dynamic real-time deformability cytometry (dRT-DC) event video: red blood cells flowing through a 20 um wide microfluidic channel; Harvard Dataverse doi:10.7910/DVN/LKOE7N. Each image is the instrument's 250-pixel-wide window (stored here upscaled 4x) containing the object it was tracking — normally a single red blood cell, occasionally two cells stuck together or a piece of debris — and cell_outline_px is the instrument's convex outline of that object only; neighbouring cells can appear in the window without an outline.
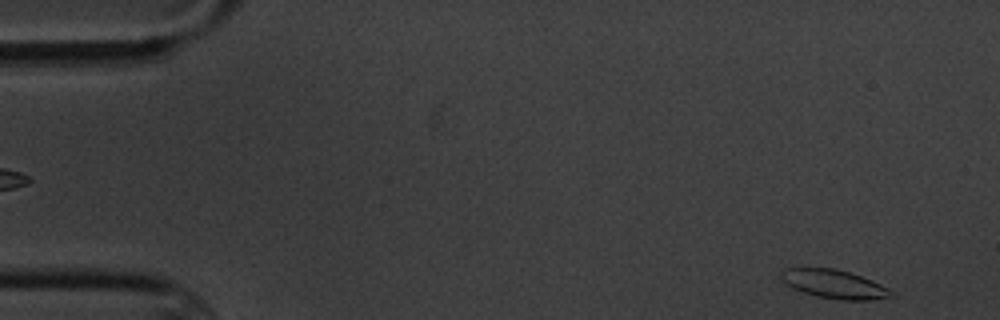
{"species": "common noctule bat (a hibernating species)", "species_latin": "Nyctalus noctula", "temperature_condition": "cold", "stored_images_in_passage": 4, "camera_frame_rate_fps": 3000, "um_per_image_px": 0.085, "animal": {"sex": "male", "body_mass_g": 20.1, "forearm_length_mm": 53.5}, "frame": {"image": 1, "passage_image": 4, "time_ms": 4.667, "image_size_px": [1000, 320], "cell_outline_px": [[896, 296], [872, 300], [840, 300], [816, 296], [792, 288], [780, 276], [780, 272], [784, 268], [832, 268], [848, 272], [872, 280], [888, 288]], "centroid_in_image_um": [70.92, 24.16], "position_along_channel_um": 14.1, "area_um2": 18.26}}